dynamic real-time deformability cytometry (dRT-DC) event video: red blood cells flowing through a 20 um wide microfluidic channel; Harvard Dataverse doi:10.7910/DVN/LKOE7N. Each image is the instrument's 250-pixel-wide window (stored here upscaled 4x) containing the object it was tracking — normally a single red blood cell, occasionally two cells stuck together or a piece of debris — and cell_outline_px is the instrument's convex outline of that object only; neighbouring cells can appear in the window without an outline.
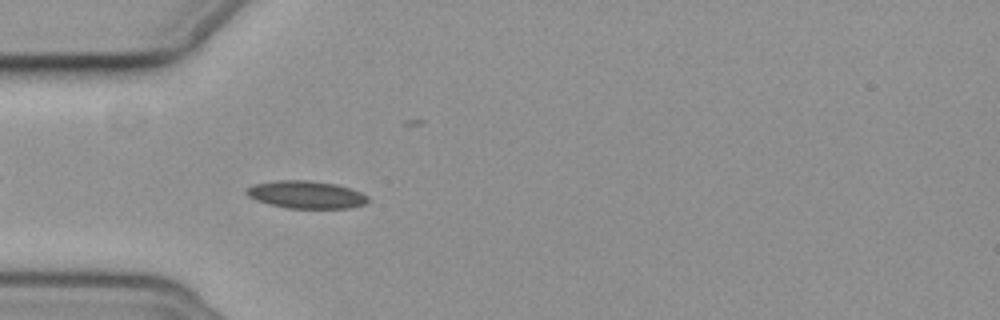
{"species": "common noctule bat (a hibernating species)", "species_latin": "Nyctalus noctula", "temperature_condition": "cold", "stored_images_in_passage": 41, "camera_frame_rate_fps": 3000, "um_per_image_px": 0.085, "animal": {"sex": "female", "body_mass_g": 19.3, "forearm_length_mm": 54.1}, "frame": {"image": 1, "passage_image": 2, "time_ms": 0.333, "image_size_px": [1000, 320], "cell_outline_px": [[368, 204], [352, 208], [288, 208], [268, 204], [256, 200], [248, 196], [244, 192], [244, 188], [252, 184], [276, 180], [308, 180], [336, 184], [360, 192], [368, 196]], "centroid_in_image_um": [25.99, 16.54], "position_along_channel_um": 59.0, "area_um2": 19.77}}
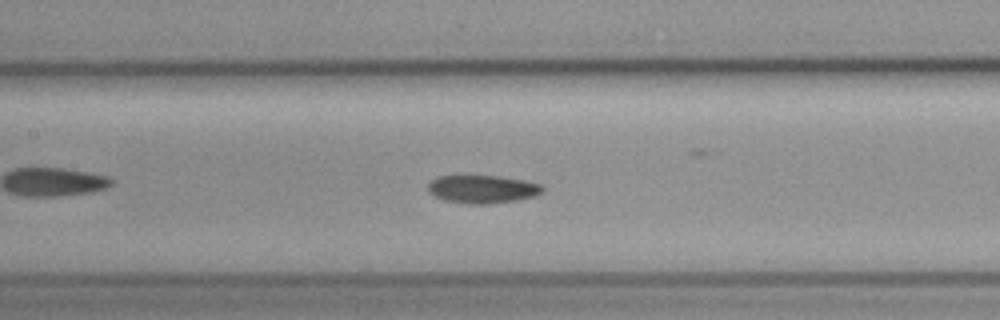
{"frame": {"image": 2, "passage_image": 11, "time_ms": 3.333, "image_size_px": [1000, 320], "cell_outline_px": [[544, 192], [536, 196], [516, 200], [488, 204], [468, 204], [444, 200], [428, 192], [428, 184], [432, 180], [440, 176], [500, 176], [524, 180], [544, 184]], "centroid_in_image_um": [41.07, 16.08], "position_along_channel_um": 166.3, "area_um2": 18.84}}
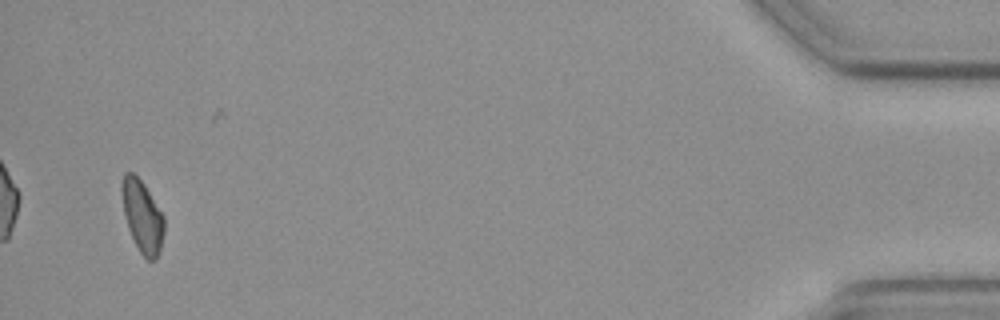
{"frame": {"image": 3, "passage_image": 39, "time_ms": 12.667, "image_size_px": [1000, 320], "cell_outline_px": [[164, 232], [160, 252], [156, 260], [148, 260], [140, 252], [128, 228], [124, 216], [120, 192], [120, 184], [124, 172], [132, 172], [144, 184], [164, 216]], "centroid_in_image_um": [12.08, 18.37], "position_along_channel_um": 423.1, "area_um2": 17.92}}